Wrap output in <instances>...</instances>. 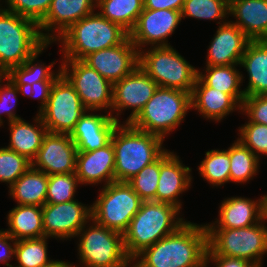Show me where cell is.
I'll return each mask as SVG.
<instances>
[{
	"mask_svg": "<svg viewBox=\"0 0 267 267\" xmlns=\"http://www.w3.org/2000/svg\"><path fill=\"white\" fill-rule=\"evenodd\" d=\"M208 232L190 221L144 249L133 261L140 267H207Z\"/></svg>",
	"mask_w": 267,
	"mask_h": 267,
	"instance_id": "6da1fadb",
	"label": "cell"
},
{
	"mask_svg": "<svg viewBox=\"0 0 267 267\" xmlns=\"http://www.w3.org/2000/svg\"><path fill=\"white\" fill-rule=\"evenodd\" d=\"M180 209L168 203L143 201L123 234L127 256L133 260L144 249L174 233L184 223Z\"/></svg>",
	"mask_w": 267,
	"mask_h": 267,
	"instance_id": "7a4b0ae2",
	"label": "cell"
},
{
	"mask_svg": "<svg viewBox=\"0 0 267 267\" xmlns=\"http://www.w3.org/2000/svg\"><path fill=\"white\" fill-rule=\"evenodd\" d=\"M161 137L119 123L111 138L115 151V181L128 182L146 165L156 161L167 149Z\"/></svg>",
	"mask_w": 267,
	"mask_h": 267,
	"instance_id": "3957f363",
	"label": "cell"
},
{
	"mask_svg": "<svg viewBox=\"0 0 267 267\" xmlns=\"http://www.w3.org/2000/svg\"><path fill=\"white\" fill-rule=\"evenodd\" d=\"M128 37L120 25L94 12L72 24L55 42L63 45L59 50L62 59L82 60L92 52L122 44Z\"/></svg>",
	"mask_w": 267,
	"mask_h": 267,
	"instance_id": "277c9868",
	"label": "cell"
},
{
	"mask_svg": "<svg viewBox=\"0 0 267 267\" xmlns=\"http://www.w3.org/2000/svg\"><path fill=\"white\" fill-rule=\"evenodd\" d=\"M191 110V93L159 87L139 114L129 123L142 131L165 140L184 121Z\"/></svg>",
	"mask_w": 267,
	"mask_h": 267,
	"instance_id": "5b68a950",
	"label": "cell"
},
{
	"mask_svg": "<svg viewBox=\"0 0 267 267\" xmlns=\"http://www.w3.org/2000/svg\"><path fill=\"white\" fill-rule=\"evenodd\" d=\"M45 43L35 21L0 4V72L22 65Z\"/></svg>",
	"mask_w": 267,
	"mask_h": 267,
	"instance_id": "8992f818",
	"label": "cell"
},
{
	"mask_svg": "<svg viewBox=\"0 0 267 267\" xmlns=\"http://www.w3.org/2000/svg\"><path fill=\"white\" fill-rule=\"evenodd\" d=\"M267 215L255 225L244 228L207 229V255L241 258L262 266L267 255Z\"/></svg>",
	"mask_w": 267,
	"mask_h": 267,
	"instance_id": "52a82bcc",
	"label": "cell"
},
{
	"mask_svg": "<svg viewBox=\"0 0 267 267\" xmlns=\"http://www.w3.org/2000/svg\"><path fill=\"white\" fill-rule=\"evenodd\" d=\"M89 223L91 225H84L75 236L80 237L77 246L80 266L124 267L131 259L125 252L123 234L99 225L93 219ZM68 267L79 265L68 262Z\"/></svg>",
	"mask_w": 267,
	"mask_h": 267,
	"instance_id": "ba28073f",
	"label": "cell"
},
{
	"mask_svg": "<svg viewBox=\"0 0 267 267\" xmlns=\"http://www.w3.org/2000/svg\"><path fill=\"white\" fill-rule=\"evenodd\" d=\"M159 87L174 88L191 93L198 77V68L170 46L139 51L138 64Z\"/></svg>",
	"mask_w": 267,
	"mask_h": 267,
	"instance_id": "9c48e42d",
	"label": "cell"
},
{
	"mask_svg": "<svg viewBox=\"0 0 267 267\" xmlns=\"http://www.w3.org/2000/svg\"><path fill=\"white\" fill-rule=\"evenodd\" d=\"M91 205L92 219L99 225L124 234L143 200L128 182L114 181L103 186Z\"/></svg>",
	"mask_w": 267,
	"mask_h": 267,
	"instance_id": "30bf717a",
	"label": "cell"
},
{
	"mask_svg": "<svg viewBox=\"0 0 267 267\" xmlns=\"http://www.w3.org/2000/svg\"><path fill=\"white\" fill-rule=\"evenodd\" d=\"M86 111L74 86L61 74L51 88L46 106L38 114L48 132L70 135Z\"/></svg>",
	"mask_w": 267,
	"mask_h": 267,
	"instance_id": "8fae6325",
	"label": "cell"
},
{
	"mask_svg": "<svg viewBox=\"0 0 267 267\" xmlns=\"http://www.w3.org/2000/svg\"><path fill=\"white\" fill-rule=\"evenodd\" d=\"M61 63L62 74L74 86L83 106L111 115L113 84L82 60L62 59Z\"/></svg>",
	"mask_w": 267,
	"mask_h": 267,
	"instance_id": "7c38bea8",
	"label": "cell"
},
{
	"mask_svg": "<svg viewBox=\"0 0 267 267\" xmlns=\"http://www.w3.org/2000/svg\"><path fill=\"white\" fill-rule=\"evenodd\" d=\"M157 88V83L138 65L130 74L113 84L111 116L121 123L119 116L123 110L132 109L125 121L129 123L139 114Z\"/></svg>",
	"mask_w": 267,
	"mask_h": 267,
	"instance_id": "4fadbf2b",
	"label": "cell"
},
{
	"mask_svg": "<svg viewBox=\"0 0 267 267\" xmlns=\"http://www.w3.org/2000/svg\"><path fill=\"white\" fill-rule=\"evenodd\" d=\"M92 219L91 206L78 200L42 206L44 236L60 240L74 238Z\"/></svg>",
	"mask_w": 267,
	"mask_h": 267,
	"instance_id": "5bb4252c",
	"label": "cell"
},
{
	"mask_svg": "<svg viewBox=\"0 0 267 267\" xmlns=\"http://www.w3.org/2000/svg\"><path fill=\"white\" fill-rule=\"evenodd\" d=\"M181 20V11L143 8L129 37L138 52L149 45L151 47L170 46L168 37L172 36Z\"/></svg>",
	"mask_w": 267,
	"mask_h": 267,
	"instance_id": "9a60e30c",
	"label": "cell"
},
{
	"mask_svg": "<svg viewBox=\"0 0 267 267\" xmlns=\"http://www.w3.org/2000/svg\"><path fill=\"white\" fill-rule=\"evenodd\" d=\"M82 61L114 84L138 66L139 52L128 37L122 44L88 54Z\"/></svg>",
	"mask_w": 267,
	"mask_h": 267,
	"instance_id": "2e32d148",
	"label": "cell"
},
{
	"mask_svg": "<svg viewBox=\"0 0 267 267\" xmlns=\"http://www.w3.org/2000/svg\"><path fill=\"white\" fill-rule=\"evenodd\" d=\"M77 147L68 134L48 132L31 162V167L47 175L76 171Z\"/></svg>",
	"mask_w": 267,
	"mask_h": 267,
	"instance_id": "e0dca14e",
	"label": "cell"
},
{
	"mask_svg": "<svg viewBox=\"0 0 267 267\" xmlns=\"http://www.w3.org/2000/svg\"><path fill=\"white\" fill-rule=\"evenodd\" d=\"M95 8L96 0H52L46 16L38 23L41 37L55 42L72 24L94 13Z\"/></svg>",
	"mask_w": 267,
	"mask_h": 267,
	"instance_id": "ac0fdd59",
	"label": "cell"
},
{
	"mask_svg": "<svg viewBox=\"0 0 267 267\" xmlns=\"http://www.w3.org/2000/svg\"><path fill=\"white\" fill-rule=\"evenodd\" d=\"M219 218L205 224L206 229L244 228L259 223L267 215V195L258 200L243 197H229L219 206Z\"/></svg>",
	"mask_w": 267,
	"mask_h": 267,
	"instance_id": "d6986e66",
	"label": "cell"
},
{
	"mask_svg": "<svg viewBox=\"0 0 267 267\" xmlns=\"http://www.w3.org/2000/svg\"><path fill=\"white\" fill-rule=\"evenodd\" d=\"M176 153L166 150L160 156V176L156 191V201L168 203L182 209L180 194L191 186L192 172Z\"/></svg>",
	"mask_w": 267,
	"mask_h": 267,
	"instance_id": "ffe728a7",
	"label": "cell"
},
{
	"mask_svg": "<svg viewBox=\"0 0 267 267\" xmlns=\"http://www.w3.org/2000/svg\"><path fill=\"white\" fill-rule=\"evenodd\" d=\"M250 41L232 22L219 25L208 46L206 66L239 65Z\"/></svg>",
	"mask_w": 267,
	"mask_h": 267,
	"instance_id": "44dd1931",
	"label": "cell"
},
{
	"mask_svg": "<svg viewBox=\"0 0 267 267\" xmlns=\"http://www.w3.org/2000/svg\"><path fill=\"white\" fill-rule=\"evenodd\" d=\"M119 123L107 112L98 114L87 110L70 133L77 152L94 151L109 144Z\"/></svg>",
	"mask_w": 267,
	"mask_h": 267,
	"instance_id": "7402d4cb",
	"label": "cell"
},
{
	"mask_svg": "<svg viewBox=\"0 0 267 267\" xmlns=\"http://www.w3.org/2000/svg\"><path fill=\"white\" fill-rule=\"evenodd\" d=\"M114 169L115 151L112 142L94 151L77 152L75 173L80 185L102 182L106 186L115 181Z\"/></svg>",
	"mask_w": 267,
	"mask_h": 267,
	"instance_id": "603a6c76",
	"label": "cell"
},
{
	"mask_svg": "<svg viewBox=\"0 0 267 267\" xmlns=\"http://www.w3.org/2000/svg\"><path fill=\"white\" fill-rule=\"evenodd\" d=\"M191 109L217 123L235 110L241 112V105L230 94L208 87L197 77L191 92Z\"/></svg>",
	"mask_w": 267,
	"mask_h": 267,
	"instance_id": "cb8c5ba5",
	"label": "cell"
},
{
	"mask_svg": "<svg viewBox=\"0 0 267 267\" xmlns=\"http://www.w3.org/2000/svg\"><path fill=\"white\" fill-rule=\"evenodd\" d=\"M229 16L251 41L267 40V0H229Z\"/></svg>",
	"mask_w": 267,
	"mask_h": 267,
	"instance_id": "d4e9b609",
	"label": "cell"
},
{
	"mask_svg": "<svg viewBox=\"0 0 267 267\" xmlns=\"http://www.w3.org/2000/svg\"><path fill=\"white\" fill-rule=\"evenodd\" d=\"M34 124L28 123L23 118L10 122V142L7 148L23 155L29 161L35 158L39 151L48 129L37 113ZM36 124V125H35Z\"/></svg>",
	"mask_w": 267,
	"mask_h": 267,
	"instance_id": "484cf974",
	"label": "cell"
},
{
	"mask_svg": "<svg viewBox=\"0 0 267 267\" xmlns=\"http://www.w3.org/2000/svg\"><path fill=\"white\" fill-rule=\"evenodd\" d=\"M239 66L248 74L245 96L267 95V40L250 41Z\"/></svg>",
	"mask_w": 267,
	"mask_h": 267,
	"instance_id": "4316f807",
	"label": "cell"
},
{
	"mask_svg": "<svg viewBox=\"0 0 267 267\" xmlns=\"http://www.w3.org/2000/svg\"><path fill=\"white\" fill-rule=\"evenodd\" d=\"M7 232L16 241L44 237L42 207L16 205L7 215Z\"/></svg>",
	"mask_w": 267,
	"mask_h": 267,
	"instance_id": "83f0119b",
	"label": "cell"
},
{
	"mask_svg": "<svg viewBox=\"0 0 267 267\" xmlns=\"http://www.w3.org/2000/svg\"><path fill=\"white\" fill-rule=\"evenodd\" d=\"M48 175L30 167L10 187L9 195L17 205L42 207L46 203Z\"/></svg>",
	"mask_w": 267,
	"mask_h": 267,
	"instance_id": "f1b7e54d",
	"label": "cell"
},
{
	"mask_svg": "<svg viewBox=\"0 0 267 267\" xmlns=\"http://www.w3.org/2000/svg\"><path fill=\"white\" fill-rule=\"evenodd\" d=\"M50 44L51 42H46L38 51L28 58L25 63L20 66L12 67L6 73L11 81L22 91L27 89L34 82L55 81L62 74L61 66H59V70L56 72L51 70L55 64L54 61L48 66L40 62V60L37 61L40 54H42L45 48L47 49Z\"/></svg>",
	"mask_w": 267,
	"mask_h": 267,
	"instance_id": "f546056e",
	"label": "cell"
},
{
	"mask_svg": "<svg viewBox=\"0 0 267 267\" xmlns=\"http://www.w3.org/2000/svg\"><path fill=\"white\" fill-rule=\"evenodd\" d=\"M238 65L206 66L204 74L198 70V77L211 88L230 94L240 105L246 97L241 84L245 77L237 70Z\"/></svg>",
	"mask_w": 267,
	"mask_h": 267,
	"instance_id": "4dcf8cb0",
	"label": "cell"
},
{
	"mask_svg": "<svg viewBox=\"0 0 267 267\" xmlns=\"http://www.w3.org/2000/svg\"><path fill=\"white\" fill-rule=\"evenodd\" d=\"M98 13L130 33L143 11V0H96Z\"/></svg>",
	"mask_w": 267,
	"mask_h": 267,
	"instance_id": "1f68e13d",
	"label": "cell"
},
{
	"mask_svg": "<svg viewBox=\"0 0 267 267\" xmlns=\"http://www.w3.org/2000/svg\"><path fill=\"white\" fill-rule=\"evenodd\" d=\"M260 159L238 139L230 146V182L244 184L256 176Z\"/></svg>",
	"mask_w": 267,
	"mask_h": 267,
	"instance_id": "d6a6232c",
	"label": "cell"
},
{
	"mask_svg": "<svg viewBox=\"0 0 267 267\" xmlns=\"http://www.w3.org/2000/svg\"><path fill=\"white\" fill-rule=\"evenodd\" d=\"M199 174L213 187L230 182V147L226 150L212 149L198 166Z\"/></svg>",
	"mask_w": 267,
	"mask_h": 267,
	"instance_id": "836d02e7",
	"label": "cell"
},
{
	"mask_svg": "<svg viewBox=\"0 0 267 267\" xmlns=\"http://www.w3.org/2000/svg\"><path fill=\"white\" fill-rule=\"evenodd\" d=\"M47 239L48 237L44 236L17 240L14 257L18 265L13 267H44L53 264L56 260L48 257Z\"/></svg>",
	"mask_w": 267,
	"mask_h": 267,
	"instance_id": "e575fe53",
	"label": "cell"
},
{
	"mask_svg": "<svg viewBox=\"0 0 267 267\" xmlns=\"http://www.w3.org/2000/svg\"><path fill=\"white\" fill-rule=\"evenodd\" d=\"M186 17L198 20H219L217 24H224L229 17V0H185L181 19Z\"/></svg>",
	"mask_w": 267,
	"mask_h": 267,
	"instance_id": "d590c367",
	"label": "cell"
},
{
	"mask_svg": "<svg viewBox=\"0 0 267 267\" xmlns=\"http://www.w3.org/2000/svg\"><path fill=\"white\" fill-rule=\"evenodd\" d=\"M80 185L76 173L48 175L46 203L59 204L76 200L75 193Z\"/></svg>",
	"mask_w": 267,
	"mask_h": 267,
	"instance_id": "8d00e7d4",
	"label": "cell"
},
{
	"mask_svg": "<svg viewBox=\"0 0 267 267\" xmlns=\"http://www.w3.org/2000/svg\"><path fill=\"white\" fill-rule=\"evenodd\" d=\"M160 176V157L140 170L128 183L143 201H156Z\"/></svg>",
	"mask_w": 267,
	"mask_h": 267,
	"instance_id": "74e56055",
	"label": "cell"
},
{
	"mask_svg": "<svg viewBox=\"0 0 267 267\" xmlns=\"http://www.w3.org/2000/svg\"><path fill=\"white\" fill-rule=\"evenodd\" d=\"M31 167L29 161L23 155L15 151L0 147V182L9 184L10 187L21 175Z\"/></svg>",
	"mask_w": 267,
	"mask_h": 267,
	"instance_id": "f35d334b",
	"label": "cell"
},
{
	"mask_svg": "<svg viewBox=\"0 0 267 267\" xmlns=\"http://www.w3.org/2000/svg\"><path fill=\"white\" fill-rule=\"evenodd\" d=\"M238 140L259 159L267 155V125L247 122L239 127ZM261 154V155H260Z\"/></svg>",
	"mask_w": 267,
	"mask_h": 267,
	"instance_id": "ab89813d",
	"label": "cell"
},
{
	"mask_svg": "<svg viewBox=\"0 0 267 267\" xmlns=\"http://www.w3.org/2000/svg\"><path fill=\"white\" fill-rule=\"evenodd\" d=\"M5 81V84L3 82ZM24 95L23 91L17 87L11 79L5 74L0 79V127L3 125L2 114L7 116L8 124L14 120L21 119L19 115L14 112L16 108V103L18 102L17 95Z\"/></svg>",
	"mask_w": 267,
	"mask_h": 267,
	"instance_id": "60d3db41",
	"label": "cell"
},
{
	"mask_svg": "<svg viewBox=\"0 0 267 267\" xmlns=\"http://www.w3.org/2000/svg\"><path fill=\"white\" fill-rule=\"evenodd\" d=\"M51 2L52 0H5V9L38 24L46 16Z\"/></svg>",
	"mask_w": 267,
	"mask_h": 267,
	"instance_id": "b9f144b4",
	"label": "cell"
},
{
	"mask_svg": "<svg viewBox=\"0 0 267 267\" xmlns=\"http://www.w3.org/2000/svg\"><path fill=\"white\" fill-rule=\"evenodd\" d=\"M241 113L248 121L267 125V95L246 96L241 105Z\"/></svg>",
	"mask_w": 267,
	"mask_h": 267,
	"instance_id": "7bdbcfd3",
	"label": "cell"
},
{
	"mask_svg": "<svg viewBox=\"0 0 267 267\" xmlns=\"http://www.w3.org/2000/svg\"><path fill=\"white\" fill-rule=\"evenodd\" d=\"M55 81L34 82L23 91L24 96L40 100L39 112L46 106Z\"/></svg>",
	"mask_w": 267,
	"mask_h": 267,
	"instance_id": "ee69618b",
	"label": "cell"
},
{
	"mask_svg": "<svg viewBox=\"0 0 267 267\" xmlns=\"http://www.w3.org/2000/svg\"><path fill=\"white\" fill-rule=\"evenodd\" d=\"M12 242V243H11ZM16 240L11 237L4 229L0 230V263L5 264L7 267H13L10 264V260L15 254ZM9 262V263H8Z\"/></svg>",
	"mask_w": 267,
	"mask_h": 267,
	"instance_id": "f6af8a7d",
	"label": "cell"
},
{
	"mask_svg": "<svg viewBox=\"0 0 267 267\" xmlns=\"http://www.w3.org/2000/svg\"><path fill=\"white\" fill-rule=\"evenodd\" d=\"M214 264L215 267H254L255 265L251 262L241 259L232 258L221 255H207L206 256V266L210 263Z\"/></svg>",
	"mask_w": 267,
	"mask_h": 267,
	"instance_id": "bcb514c9",
	"label": "cell"
},
{
	"mask_svg": "<svg viewBox=\"0 0 267 267\" xmlns=\"http://www.w3.org/2000/svg\"><path fill=\"white\" fill-rule=\"evenodd\" d=\"M185 0H143L144 9H170L182 11Z\"/></svg>",
	"mask_w": 267,
	"mask_h": 267,
	"instance_id": "7dc6e473",
	"label": "cell"
},
{
	"mask_svg": "<svg viewBox=\"0 0 267 267\" xmlns=\"http://www.w3.org/2000/svg\"><path fill=\"white\" fill-rule=\"evenodd\" d=\"M44 267H68V262L56 260L53 264Z\"/></svg>",
	"mask_w": 267,
	"mask_h": 267,
	"instance_id": "c3c4849f",
	"label": "cell"
},
{
	"mask_svg": "<svg viewBox=\"0 0 267 267\" xmlns=\"http://www.w3.org/2000/svg\"><path fill=\"white\" fill-rule=\"evenodd\" d=\"M131 264H132V266H131ZM124 267H140V266L138 264H136L133 260H130Z\"/></svg>",
	"mask_w": 267,
	"mask_h": 267,
	"instance_id": "681fc988",
	"label": "cell"
},
{
	"mask_svg": "<svg viewBox=\"0 0 267 267\" xmlns=\"http://www.w3.org/2000/svg\"><path fill=\"white\" fill-rule=\"evenodd\" d=\"M5 75V73L0 72V79Z\"/></svg>",
	"mask_w": 267,
	"mask_h": 267,
	"instance_id": "f907efd6",
	"label": "cell"
}]
</instances>
